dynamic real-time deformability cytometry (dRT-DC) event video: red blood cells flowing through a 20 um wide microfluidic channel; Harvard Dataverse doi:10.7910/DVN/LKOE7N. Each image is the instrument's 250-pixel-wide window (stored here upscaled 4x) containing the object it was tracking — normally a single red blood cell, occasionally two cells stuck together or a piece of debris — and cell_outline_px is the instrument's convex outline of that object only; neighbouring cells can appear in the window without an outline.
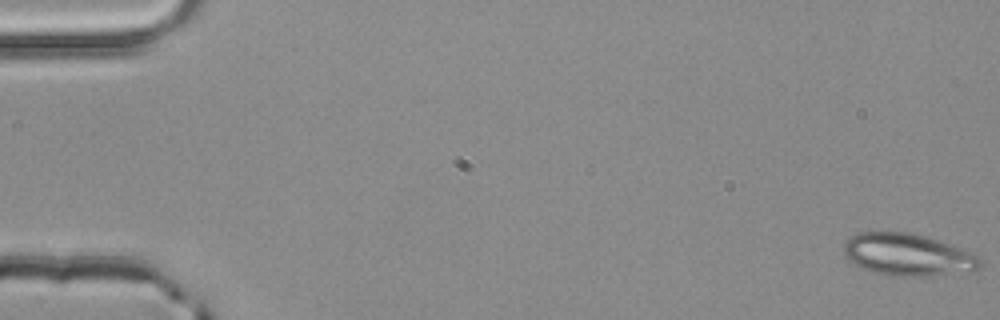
{"species": "common noctule bat (a hibernating species)", "species_latin": "Nyctalus noctula", "temperature_condition": "room temperature", "stored_images_in_passage": 53, "camera_frame_rate_fps": 3000, "um_per_image_px": 0.085, "animal": {"sex": "male", "body_mass_g": 20.4}, "frame": {"image": 1, "passage_image": 1, "time_ms": 0.0, "image_size_px": [1000, 320], "cell_outline_px": [[984, 264], [980, 268], [924, 276], [888, 276], [872, 272], [848, 260], [844, 252], [844, 244], [852, 236], [860, 232], [912, 232], [976, 252], [980, 256]], "centroid_in_image_um": [77.19, 21.64], "position_along_channel_um": 7.8, "area_um2": 33.41}}
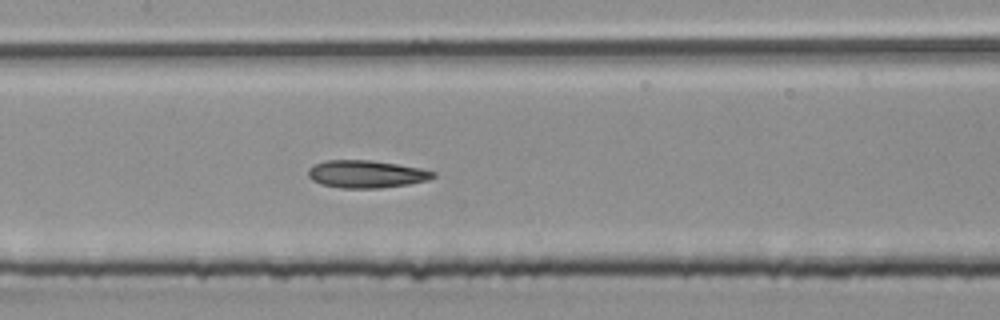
{"frame": {"image": 2, "passage_image": 26, "time_ms": 8.333, "image_size_px": [1000, 320], "cell_outline_px": [[436, 176], [428, 180], [408, 184], [380, 188], [340, 188], [320, 184], [312, 180], [308, 176], [308, 168], [312, 164], [324, 160], [372, 160], [420, 168], [436, 172]], "centroid_in_image_um": [31.09, 14.79], "position_along_channel_um": 176.3, "area_um2": 20.23}}
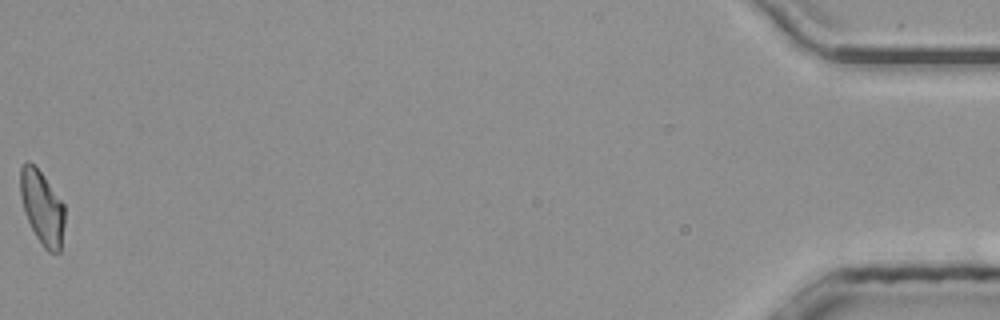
{"frame": {"image": 3, "passage_image": 53, "time_ms": 17.333, "image_size_px": [1000, 320], "cell_outline_px": [[64, 224], [60, 252], [48, 252], [44, 248], [36, 236], [24, 212], [20, 196], [20, 168], [28, 160], [44, 176], [64, 204]], "centroid_in_image_um": [3.57, 17.65], "position_along_channel_um": 431.6, "area_um2": 18.9}, "authors_computed_cell_mechanics": {"area_um2": 20.0566, "velocity_mm_per_s": 4.009, "shape_relaxation_time_tau1_ms": 9.565, "shape_relaxation_time_tau2_ms": 1.7117, "deformation_change_tau1": 0.2254, "deformation_change_tau2": 0.0911}}